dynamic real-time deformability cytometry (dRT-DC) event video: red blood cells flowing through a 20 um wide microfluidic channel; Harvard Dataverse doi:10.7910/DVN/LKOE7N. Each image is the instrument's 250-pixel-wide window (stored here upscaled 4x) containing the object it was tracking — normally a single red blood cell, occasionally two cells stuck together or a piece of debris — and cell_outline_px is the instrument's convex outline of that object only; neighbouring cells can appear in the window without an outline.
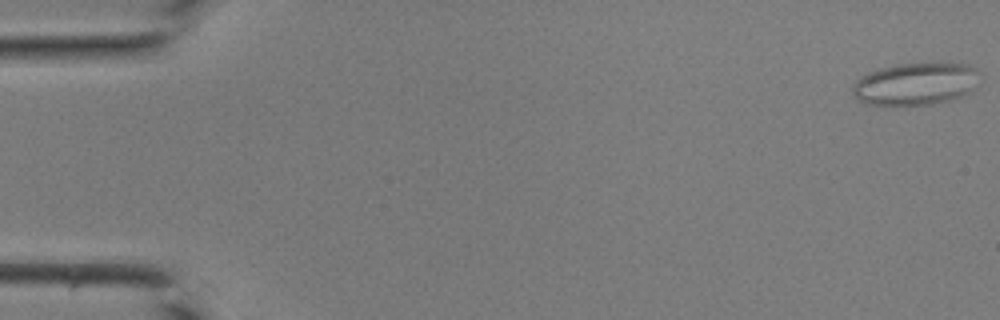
{"species": "common noctule bat (a hibernating species)", "species_latin": "Nyctalus noctula", "temperature_condition": "room temperature", "stored_images_in_passage": 43, "camera_frame_rate_fps": 3000, "um_per_image_px": 0.085, "animal": {"sex": "male", "body_mass_g": 19.0, "forearm_length_mm": 50.8}, "frame": {"image": 1, "passage_image": 1, "time_ms": 0.0, "image_size_px": [1000, 320], "cell_outline_px": [[980, 72], [972, 92], [948, 100], [928, 104], [868, 104], [860, 100], [852, 92], [852, 84], [856, 80], [868, 72], [880, 68], [896, 64], [940, 60], [944, 60], [968, 64], [976, 68]], "centroid_in_image_um": [77.88, 7.05], "position_along_channel_um": 7.1, "area_um2": 31.96}}
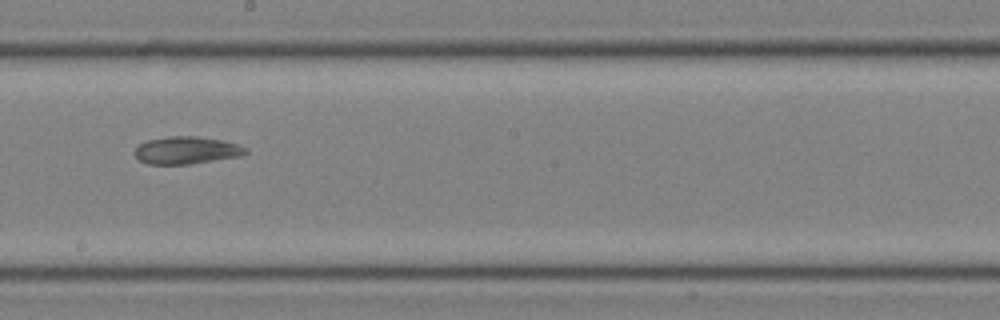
{"frame": {"image": 2, "passage_image": 25, "time_ms": 8.0, "image_size_px": [1000, 320], "cell_outline_px": [[248, 152], [240, 156], [192, 164], [148, 164], [140, 160], [132, 152], [140, 144], [148, 140], [168, 136], [196, 136], [224, 140], [248, 148]], "centroid_in_image_um": [15.86, 12.77], "position_along_channel_um": 232.3, "area_um2": 17.8}}
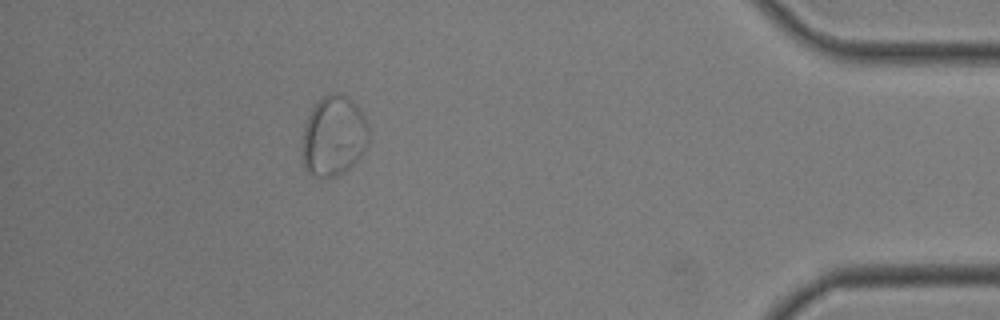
{"frame": {"image": 3, "passage_image": 39, "time_ms": 12.667, "image_size_px": [1000, 320], "cell_outline_px": [[368, 148], [348, 168], [336, 176], [312, 176], [304, 168], [304, 128], [308, 116], [316, 100], [320, 96], [328, 92], [336, 92], [348, 96], [360, 108], [368, 124]], "centroid_in_image_um": [28.39, 11.5], "position_along_channel_um": 406.8, "area_um2": 31.15}}